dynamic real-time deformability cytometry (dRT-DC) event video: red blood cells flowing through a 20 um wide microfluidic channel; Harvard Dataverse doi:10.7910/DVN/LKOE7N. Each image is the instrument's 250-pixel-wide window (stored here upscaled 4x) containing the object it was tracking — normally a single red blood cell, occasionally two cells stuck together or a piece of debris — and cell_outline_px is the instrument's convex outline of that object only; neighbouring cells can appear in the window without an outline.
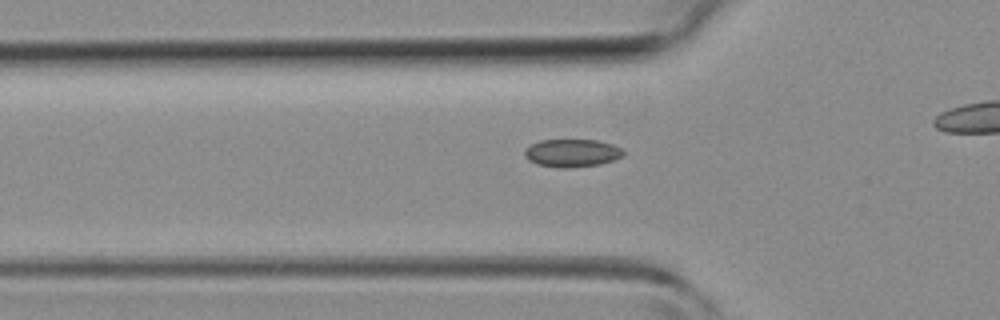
{"species": "common noctule bat (a hibernating species)", "species_latin": "Nyctalus noctula", "temperature_condition": "room temperature", "stored_images_in_passage": 26, "camera_frame_rate_fps": 3000, "um_per_image_px": 0.085, "animal": {"sex": "female", "body_mass_g": 19.3, "forearm_length_mm": 54.1}, "frame": {"image": 1, "passage_image": 5, "time_ms": 1.333, "image_size_px": [1000, 320], "cell_outline_px": [[624, 156], [600, 164], [568, 168], [560, 168], [536, 164], [528, 160], [524, 156], [524, 148], [540, 140], [596, 140], [612, 144], [624, 148]], "centroid_in_image_um": [48.61, 13.01], "position_along_channel_um": 77.2, "area_um2": 16.18}}
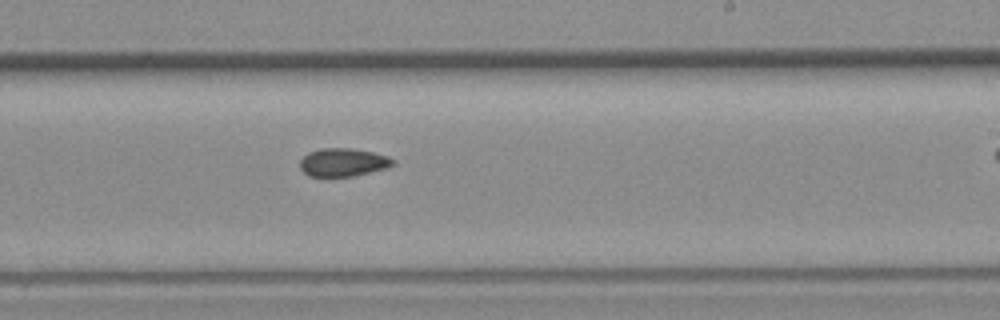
{"frame": {"image": 2, "passage_image": 17, "time_ms": 5.333, "image_size_px": [1000, 320], "cell_outline_px": [[396, 164], [388, 168], [352, 176], [308, 176], [300, 168], [300, 160], [308, 152], [320, 148], [348, 148], [372, 152], [388, 156], [396, 160]], "centroid_in_image_um": [29.18, 13.79], "position_along_channel_um": 259.8, "area_um2": 15.32}}
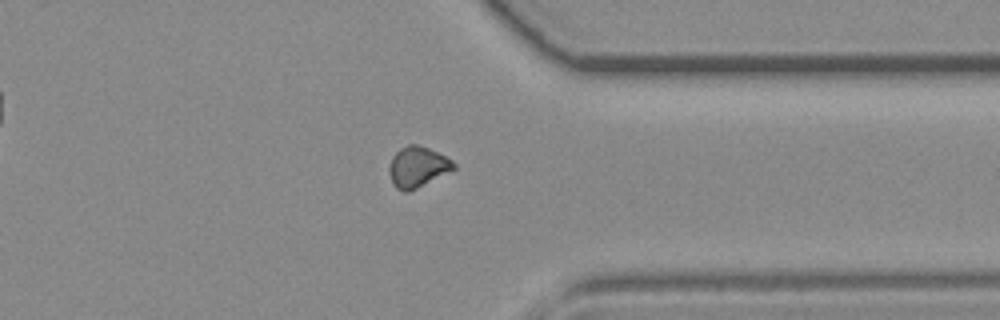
{"frame": {"image": 3, "passage_image": 25, "time_ms": 8.0, "image_size_px": [1000, 320], "cell_outline_px": [[456, 168], [408, 192], [404, 192], [396, 188], [392, 184], [388, 172], [388, 168], [392, 156], [400, 148], [408, 144], [416, 144], [428, 148], [452, 160], [456, 164]], "centroid_in_image_um": [35.45, 14.19], "position_along_channel_um": 376.0, "area_um2": 15.2}}